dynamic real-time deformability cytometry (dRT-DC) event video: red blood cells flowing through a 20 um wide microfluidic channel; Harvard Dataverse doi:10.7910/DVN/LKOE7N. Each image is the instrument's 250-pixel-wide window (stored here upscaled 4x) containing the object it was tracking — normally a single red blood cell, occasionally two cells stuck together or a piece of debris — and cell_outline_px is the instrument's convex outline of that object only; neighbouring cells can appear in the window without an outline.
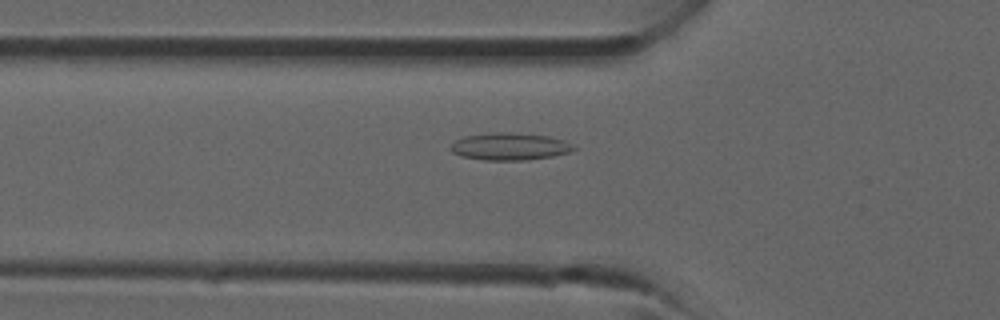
{"species": "common noctule bat (a hibernating species)", "species_latin": "Nyctalus noctula", "temperature_condition": "room temperature", "stored_images_in_passage": 31, "camera_frame_rate_fps": 3000, "um_per_image_px": 0.085, "animal": {"sex": "male", "forearm_length_mm": 52.5}, "frame": {"image": 1, "passage_image": 8, "time_ms": 2.333, "image_size_px": [1000, 320], "cell_outline_px": [[576, 148], [568, 152], [552, 156], [528, 160], [484, 160], [460, 156], [452, 152], [448, 148], [456, 140], [464, 136], [496, 132], [504, 132], [548, 136], [564, 140]], "centroid_in_image_um": [43.28, 12.46], "position_along_channel_um": 82.5, "area_um2": 19.42}}
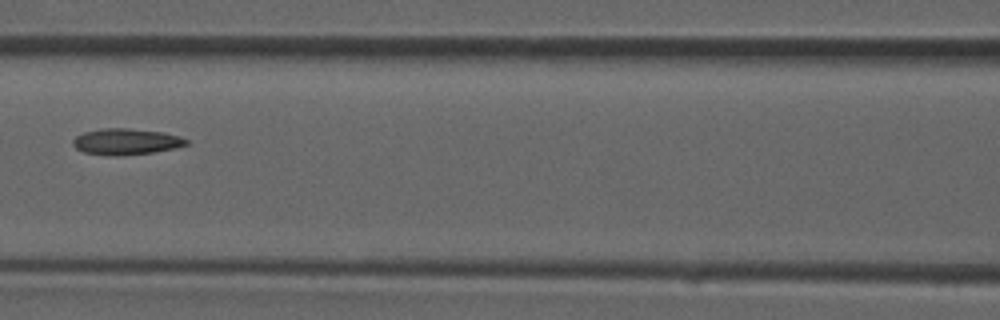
{"frame": {"image": 2, "passage_image": 12, "time_ms": 3.667, "image_size_px": [1000, 320], "cell_outline_px": [[188, 144], [176, 148], [152, 152], [116, 156], [112, 156], [84, 152], [76, 148], [72, 144], [72, 140], [76, 136], [84, 132], [104, 128], [128, 128], [160, 132], [180, 136], [188, 140]], "centroid_in_image_um": [10.7, 12.04], "position_along_channel_um": 155.9, "area_um2": 17.17}}
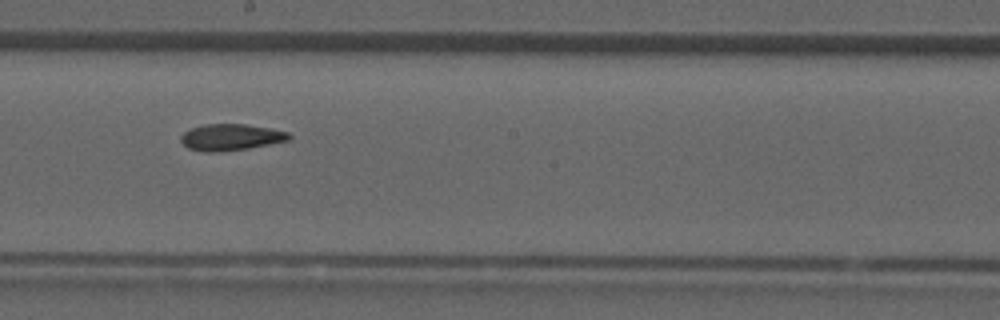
{"frame": {"image": 3, "passage_image": 16, "time_ms": 5.0, "image_size_px": [1000, 320], "cell_outline_px": [[292, 136], [288, 140], [248, 148], [216, 152], [208, 152], [188, 148], [180, 140], [180, 136], [184, 132], [192, 128], [204, 124], [244, 124], [268, 128], [288, 132]], "centroid_in_image_um": [19.59, 11.66], "position_along_channel_um": 228.6, "area_um2": 16.42}}